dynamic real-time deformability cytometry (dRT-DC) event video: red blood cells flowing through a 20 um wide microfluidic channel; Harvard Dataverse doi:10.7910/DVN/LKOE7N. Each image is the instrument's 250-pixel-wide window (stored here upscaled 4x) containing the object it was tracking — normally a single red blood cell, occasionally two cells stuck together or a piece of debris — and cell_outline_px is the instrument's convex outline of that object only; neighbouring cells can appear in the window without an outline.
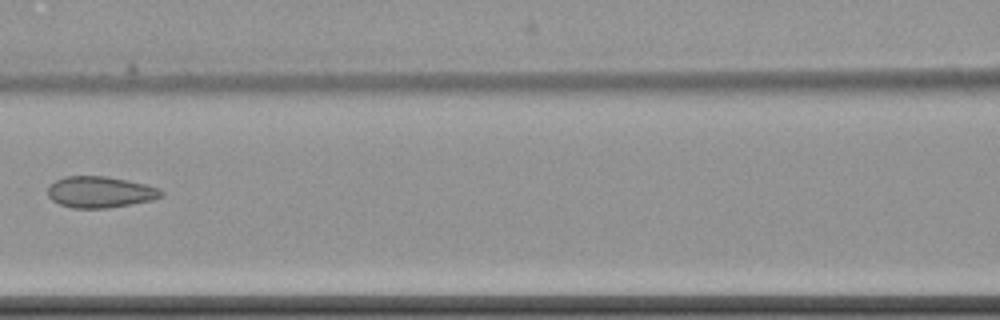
{"species": "common noctule bat (a hibernating species)", "species_latin": "Nyctalus noctula", "temperature_condition": "cold", "stored_images_in_passage": 7, "camera_frame_rate_fps": 3000, "um_per_image_px": 0.085, "animal": {"sex": "female", "body_mass_g": 22.7, "forearm_length_mm": 54.2}, "frame": {"image": 1, "passage_image": 7, "time_ms": 9.0, "image_size_px": [1000, 320], "cell_outline_px": [[164, 196], [152, 200], [132, 204], [108, 208], [72, 208], [60, 204], [52, 200], [48, 196], [48, 184], [64, 176], [104, 176], [128, 180], [160, 188], [164, 192]], "centroid_in_image_um": [8.52, 16.32], "position_along_channel_um": 158.1, "area_um2": 20.87}}